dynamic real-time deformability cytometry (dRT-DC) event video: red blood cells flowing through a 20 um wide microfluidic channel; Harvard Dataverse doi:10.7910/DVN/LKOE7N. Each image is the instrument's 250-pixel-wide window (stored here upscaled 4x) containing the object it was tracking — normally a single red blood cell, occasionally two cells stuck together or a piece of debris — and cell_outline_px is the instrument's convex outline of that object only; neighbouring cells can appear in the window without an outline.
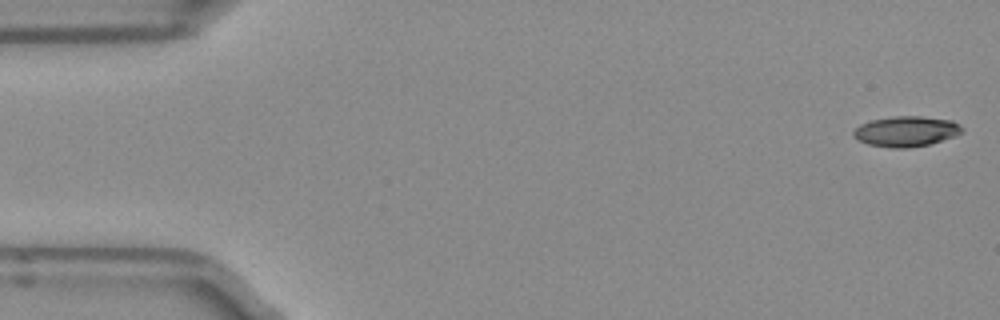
{"species": "Egyptian fruit bat (a non-hibernating species)", "species_latin": "Rousettus aegyptiacus", "temperature_condition": "room temperature", "stored_images_in_passage": 4, "camera_frame_rate_fps": 3000, "um_per_image_px": 0.085, "frame": {"image": 1, "passage_image": 1, "time_ms": 0.0, "image_size_px": [1000, 320], "cell_outline_px": [[964, 132], [956, 136], [928, 144], [908, 148], [888, 148], [868, 144], [852, 136], [852, 132], [860, 124], [872, 120], [892, 116], [920, 116], [952, 120], [960, 124], [964, 128]], "centroid_in_image_um": [77.05, 11.16], "position_along_channel_um": 8.0, "area_um2": 19.36}}